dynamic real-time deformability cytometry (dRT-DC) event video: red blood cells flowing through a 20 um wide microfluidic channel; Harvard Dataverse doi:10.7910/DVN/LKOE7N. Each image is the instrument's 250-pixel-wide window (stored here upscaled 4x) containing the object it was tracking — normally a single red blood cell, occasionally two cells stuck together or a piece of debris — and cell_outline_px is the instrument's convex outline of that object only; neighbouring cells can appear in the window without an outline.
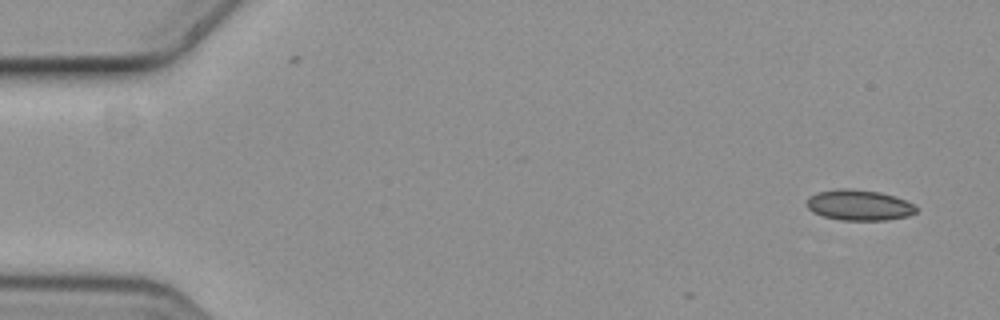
{"species": "common noctule bat (a hibernating species)", "species_latin": "Nyctalus noctula", "temperature_condition": "cold", "stored_images_in_passage": 6, "camera_frame_rate_fps": 3000, "um_per_image_px": 0.085, "animal": {"sex": "female", "body_mass_g": 19.3, "forearm_length_mm": 54.1}, "frame": {"image": 1, "passage_image": 1, "time_ms": 0.0, "image_size_px": [1000, 320], "cell_outline_px": [[920, 208], [916, 212], [908, 216], [888, 220], [840, 220], [824, 216], [812, 212], [808, 208], [808, 200], [816, 192], [836, 188], [848, 188], [880, 192], [904, 200]], "centroid_in_image_um": [73.03, 17.44], "position_along_channel_um": 12.0, "area_um2": 19.48}}
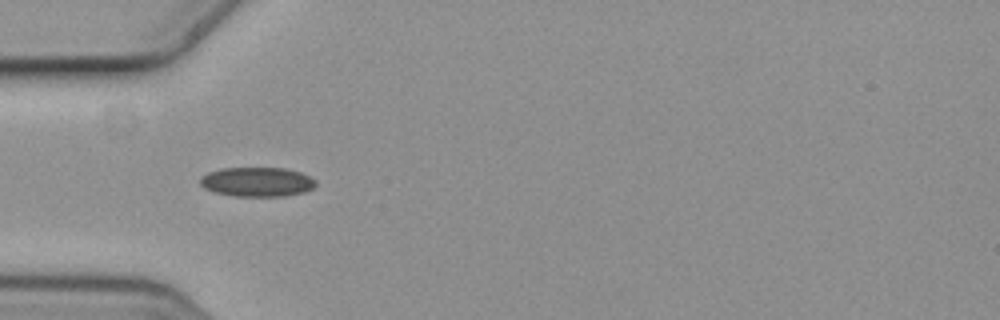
{"frame": {"image": 2, "passage_image": 5, "time_ms": 1.333, "image_size_px": [1000, 320], "cell_outline_px": [[316, 184], [312, 188], [304, 192], [284, 196], [232, 196], [216, 192], [204, 188], [200, 184], [200, 176], [208, 172], [224, 168], [284, 168], [300, 172], [316, 180]], "centroid_in_image_um": [21.84, 15.46], "position_along_channel_um": 63.2, "area_um2": 19.77}}
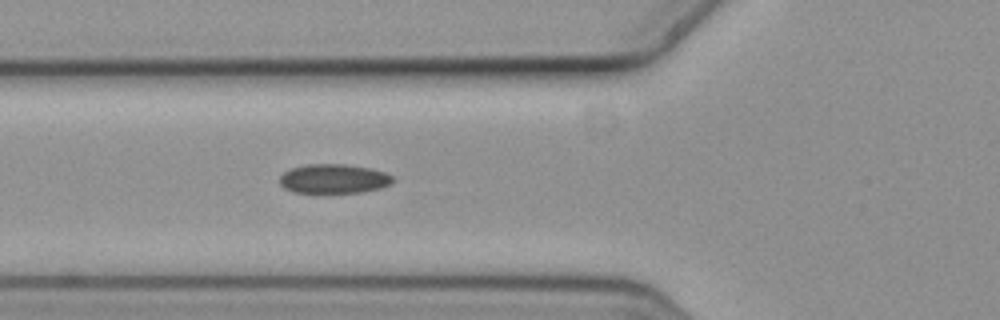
{"frame": {"image": 3, "passage_image": 6, "time_ms": 1.667, "image_size_px": [1000, 320], "cell_outline_px": [[396, 180], [392, 184], [380, 188], [364, 192], [292, 192], [284, 188], [280, 184], [280, 176], [284, 172], [292, 168], [304, 164], [344, 164], [368, 168], [384, 172], [392, 176]], "centroid_in_image_um": [28.38, 15.19], "position_along_channel_um": 97.4, "area_um2": 19.31}}